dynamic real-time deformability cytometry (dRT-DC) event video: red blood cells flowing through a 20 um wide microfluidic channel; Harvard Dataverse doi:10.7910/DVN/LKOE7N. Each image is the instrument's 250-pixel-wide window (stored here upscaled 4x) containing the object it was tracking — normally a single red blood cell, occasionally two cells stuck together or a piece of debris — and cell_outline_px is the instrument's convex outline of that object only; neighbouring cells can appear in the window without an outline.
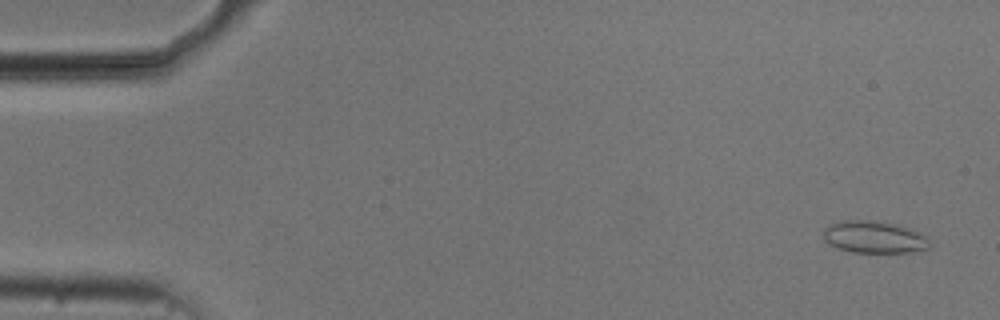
{"species": "common noctule bat (a hibernating species)", "species_latin": "Nyctalus noctula", "temperature_condition": "cold", "stored_images_in_passage": 17, "camera_frame_rate_fps": 3000, "um_per_image_px": 0.085, "animal": {"sex": "male", "body_mass_g": 20.5, "forearm_length_mm": 52.5}, "frame": {"image": 1, "passage_image": 3, "time_ms": 0.667, "image_size_px": [1000, 320], "cell_outline_px": [[928, 248], [908, 252], [852, 252], [828, 244], [824, 240], [824, 228], [832, 224], [844, 220], [868, 220], [900, 224], [912, 228], [928, 236]], "centroid_in_image_um": [74.33, 20.13], "position_along_channel_um": 10.7, "area_um2": 19.88}}